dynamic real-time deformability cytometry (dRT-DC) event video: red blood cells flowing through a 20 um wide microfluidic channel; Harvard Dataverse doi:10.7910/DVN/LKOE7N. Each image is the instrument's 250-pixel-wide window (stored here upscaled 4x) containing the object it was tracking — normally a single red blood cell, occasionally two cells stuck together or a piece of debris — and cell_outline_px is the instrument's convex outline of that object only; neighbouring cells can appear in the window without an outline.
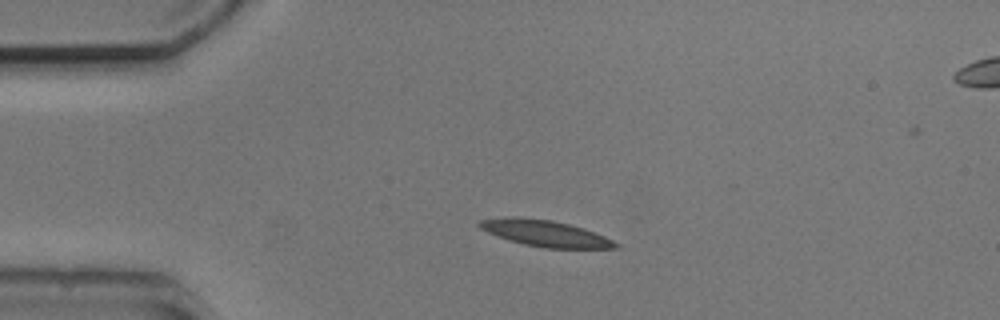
{"species": "common noctule bat (a hibernating species)", "species_latin": "Nyctalus noctula", "temperature_condition": "cold", "stored_images_in_passage": 6, "camera_frame_rate_fps": 3000, "um_per_image_px": 0.085, "animal": {"sex": "male", "body_mass_g": 20.5, "forearm_length_mm": 52.5}, "frame": {"image": 1, "passage_image": 4, "time_ms": 3.333, "image_size_px": [1000, 320], "cell_outline_px": [[620, 248], [544, 248], [524, 244], [488, 232], [480, 228], [476, 224], [480, 220], [512, 216], [516, 216], [552, 220], [568, 224], [604, 236], [620, 244]], "centroid_in_image_um": [46.34, 19.83], "position_along_channel_um": 38.7, "area_um2": 20.46}}